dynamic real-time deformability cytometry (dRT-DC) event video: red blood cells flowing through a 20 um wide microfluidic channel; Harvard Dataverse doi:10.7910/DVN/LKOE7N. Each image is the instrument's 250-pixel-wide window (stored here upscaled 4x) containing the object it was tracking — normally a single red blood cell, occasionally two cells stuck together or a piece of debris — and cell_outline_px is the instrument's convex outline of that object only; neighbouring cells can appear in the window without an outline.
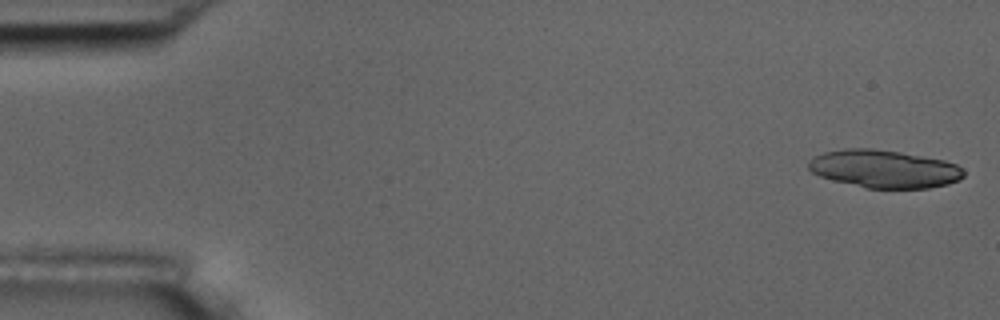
{"species": "common noctule bat (a hibernating species)", "species_latin": "Nyctalus noctula", "temperature_condition": "room temperature", "stored_images_in_passage": 19, "camera_frame_rate_fps": 3000, "um_per_image_px": 0.085, "animal": {"sex": "male", "body_mass_g": 17.5, "forearm_length_mm": 52.3}, "frame": {"image": 1, "passage_image": 1, "time_ms": 0.0, "image_size_px": [1000, 320], "cell_outline_px": [[964, 176], [960, 180], [948, 184], [928, 188], [864, 188], [832, 180], [820, 176], [812, 172], [808, 168], [808, 160], [824, 152], [844, 148], [872, 148], [900, 152], [944, 160], [956, 164], [964, 172]], "centroid_in_image_um": [75.14, 14.36], "position_along_channel_um": 9.9, "area_um2": 34.33}}
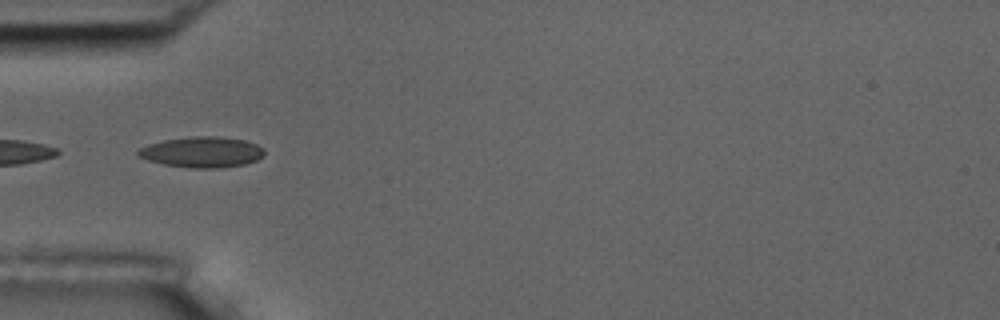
{"frame": {"image": 2, "passage_image": 17, "time_ms": 5.333, "image_size_px": [1000, 320], "cell_outline_px": [[264, 156], [256, 160], [244, 164], [220, 168], [192, 168], [164, 164], [148, 160], [136, 156], [136, 152], [140, 148], [148, 144], [164, 140], [192, 136], [216, 136], [244, 140], [256, 144], [264, 148]], "centroid_in_image_um": [17.16, 12.92], "position_along_channel_um": 67.8, "area_um2": 22.6}}